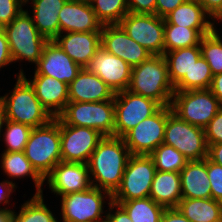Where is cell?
<instances>
[{
    "label": "cell",
    "mask_w": 222,
    "mask_h": 222,
    "mask_svg": "<svg viewBox=\"0 0 222 222\" xmlns=\"http://www.w3.org/2000/svg\"><path fill=\"white\" fill-rule=\"evenodd\" d=\"M130 156L123 138L104 136L87 163L92 186L113 195L121 184Z\"/></svg>",
    "instance_id": "obj_1"
},
{
    "label": "cell",
    "mask_w": 222,
    "mask_h": 222,
    "mask_svg": "<svg viewBox=\"0 0 222 222\" xmlns=\"http://www.w3.org/2000/svg\"><path fill=\"white\" fill-rule=\"evenodd\" d=\"M127 90L153 99L161 106H171L175 90L169 79L165 57L152 55L140 65L132 67Z\"/></svg>",
    "instance_id": "obj_2"
},
{
    "label": "cell",
    "mask_w": 222,
    "mask_h": 222,
    "mask_svg": "<svg viewBox=\"0 0 222 222\" xmlns=\"http://www.w3.org/2000/svg\"><path fill=\"white\" fill-rule=\"evenodd\" d=\"M17 77L14 88L0 96L6 119L37 128L48 124L53 117L42 106L30 83L22 76Z\"/></svg>",
    "instance_id": "obj_3"
},
{
    "label": "cell",
    "mask_w": 222,
    "mask_h": 222,
    "mask_svg": "<svg viewBox=\"0 0 222 222\" xmlns=\"http://www.w3.org/2000/svg\"><path fill=\"white\" fill-rule=\"evenodd\" d=\"M24 153L32 167L44 179L62 161L60 148V118L33 128Z\"/></svg>",
    "instance_id": "obj_4"
},
{
    "label": "cell",
    "mask_w": 222,
    "mask_h": 222,
    "mask_svg": "<svg viewBox=\"0 0 222 222\" xmlns=\"http://www.w3.org/2000/svg\"><path fill=\"white\" fill-rule=\"evenodd\" d=\"M4 30L13 62L27 60L36 66L48 40L39 33L28 10L5 25Z\"/></svg>",
    "instance_id": "obj_5"
},
{
    "label": "cell",
    "mask_w": 222,
    "mask_h": 222,
    "mask_svg": "<svg viewBox=\"0 0 222 222\" xmlns=\"http://www.w3.org/2000/svg\"><path fill=\"white\" fill-rule=\"evenodd\" d=\"M58 117L66 125L92 128L103 136H114V100L102 102L69 101Z\"/></svg>",
    "instance_id": "obj_6"
},
{
    "label": "cell",
    "mask_w": 222,
    "mask_h": 222,
    "mask_svg": "<svg viewBox=\"0 0 222 222\" xmlns=\"http://www.w3.org/2000/svg\"><path fill=\"white\" fill-rule=\"evenodd\" d=\"M171 108L181 120L204 128L222 108L209 89L175 91Z\"/></svg>",
    "instance_id": "obj_7"
},
{
    "label": "cell",
    "mask_w": 222,
    "mask_h": 222,
    "mask_svg": "<svg viewBox=\"0 0 222 222\" xmlns=\"http://www.w3.org/2000/svg\"><path fill=\"white\" fill-rule=\"evenodd\" d=\"M60 197L62 222H101L107 214L103 211V204L106 203L104 199H108V203L112 202L110 193L93 186Z\"/></svg>",
    "instance_id": "obj_8"
},
{
    "label": "cell",
    "mask_w": 222,
    "mask_h": 222,
    "mask_svg": "<svg viewBox=\"0 0 222 222\" xmlns=\"http://www.w3.org/2000/svg\"><path fill=\"white\" fill-rule=\"evenodd\" d=\"M163 143L173 146L189 161L203 160L208 155L204 128L181 120L173 112L167 117Z\"/></svg>",
    "instance_id": "obj_9"
},
{
    "label": "cell",
    "mask_w": 222,
    "mask_h": 222,
    "mask_svg": "<svg viewBox=\"0 0 222 222\" xmlns=\"http://www.w3.org/2000/svg\"><path fill=\"white\" fill-rule=\"evenodd\" d=\"M156 168L149 155H131L112 202L149 197Z\"/></svg>",
    "instance_id": "obj_10"
},
{
    "label": "cell",
    "mask_w": 222,
    "mask_h": 222,
    "mask_svg": "<svg viewBox=\"0 0 222 222\" xmlns=\"http://www.w3.org/2000/svg\"><path fill=\"white\" fill-rule=\"evenodd\" d=\"M114 105V136L121 138L162 107L153 99L131 93L128 90L116 92Z\"/></svg>",
    "instance_id": "obj_11"
},
{
    "label": "cell",
    "mask_w": 222,
    "mask_h": 222,
    "mask_svg": "<svg viewBox=\"0 0 222 222\" xmlns=\"http://www.w3.org/2000/svg\"><path fill=\"white\" fill-rule=\"evenodd\" d=\"M172 112L171 106H162L123 137L131 155H150L163 143L167 117Z\"/></svg>",
    "instance_id": "obj_12"
},
{
    "label": "cell",
    "mask_w": 222,
    "mask_h": 222,
    "mask_svg": "<svg viewBox=\"0 0 222 222\" xmlns=\"http://www.w3.org/2000/svg\"><path fill=\"white\" fill-rule=\"evenodd\" d=\"M119 25L130 38L152 55H164V18L156 14L128 12Z\"/></svg>",
    "instance_id": "obj_13"
},
{
    "label": "cell",
    "mask_w": 222,
    "mask_h": 222,
    "mask_svg": "<svg viewBox=\"0 0 222 222\" xmlns=\"http://www.w3.org/2000/svg\"><path fill=\"white\" fill-rule=\"evenodd\" d=\"M104 136L97 130L66 125L60 119V148L63 162L87 164L97 144Z\"/></svg>",
    "instance_id": "obj_14"
},
{
    "label": "cell",
    "mask_w": 222,
    "mask_h": 222,
    "mask_svg": "<svg viewBox=\"0 0 222 222\" xmlns=\"http://www.w3.org/2000/svg\"><path fill=\"white\" fill-rule=\"evenodd\" d=\"M50 190L57 196L81 192L92 187L88 164L63 162L56 164L44 178Z\"/></svg>",
    "instance_id": "obj_15"
},
{
    "label": "cell",
    "mask_w": 222,
    "mask_h": 222,
    "mask_svg": "<svg viewBox=\"0 0 222 222\" xmlns=\"http://www.w3.org/2000/svg\"><path fill=\"white\" fill-rule=\"evenodd\" d=\"M101 47L131 67L140 65L152 56L151 52L130 38L119 24L103 25Z\"/></svg>",
    "instance_id": "obj_16"
},
{
    "label": "cell",
    "mask_w": 222,
    "mask_h": 222,
    "mask_svg": "<svg viewBox=\"0 0 222 222\" xmlns=\"http://www.w3.org/2000/svg\"><path fill=\"white\" fill-rule=\"evenodd\" d=\"M86 69L99 76L115 93L129 86L132 67L103 47L97 50Z\"/></svg>",
    "instance_id": "obj_17"
},
{
    "label": "cell",
    "mask_w": 222,
    "mask_h": 222,
    "mask_svg": "<svg viewBox=\"0 0 222 222\" xmlns=\"http://www.w3.org/2000/svg\"><path fill=\"white\" fill-rule=\"evenodd\" d=\"M81 69L55 40H48L35 66L34 75H47L69 85Z\"/></svg>",
    "instance_id": "obj_18"
},
{
    "label": "cell",
    "mask_w": 222,
    "mask_h": 222,
    "mask_svg": "<svg viewBox=\"0 0 222 222\" xmlns=\"http://www.w3.org/2000/svg\"><path fill=\"white\" fill-rule=\"evenodd\" d=\"M16 74L30 83L38 100L53 118L63 112L69 102L68 84L47 75H34L32 79H27L23 69Z\"/></svg>",
    "instance_id": "obj_19"
},
{
    "label": "cell",
    "mask_w": 222,
    "mask_h": 222,
    "mask_svg": "<svg viewBox=\"0 0 222 222\" xmlns=\"http://www.w3.org/2000/svg\"><path fill=\"white\" fill-rule=\"evenodd\" d=\"M58 18L60 33L101 32L103 27L89 0H67Z\"/></svg>",
    "instance_id": "obj_20"
},
{
    "label": "cell",
    "mask_w": 222,
    "mask_h": 222,
    "mask_svg": "<svg viewBox=\"0 0 222 222\" xmlns=\"http://www.w3.org/2000/svg\"><path fill=\"white\" fill-rule=\"evenodd\" d=\"M54 40L75 63L86 68L101 47V32L60 33Z\"/></svg>",
    "instance_id": "obj_21"
},
{
    "label": "cell",
    "mask_w": 222,
    "mask_h": 222,
    "mask_svg": "<svg viewBox=\"0 0 222 222\" xmlns=\"http://www.w3.org/2000/svg\"><path fill=\"white\" fill-rule=\"evenodd\" d=\"M69 101L102 102L114 100L115 92L99 76L82 68L68 85Z\"/></svg>",
    "instance_id": "obj_22"
},
{
    "label": "cell",
    "mask_w": 222,
    "mask_h": 222,
    "mask_svg": "<svg viewBox=\"0 0 222 222\" xmlns=\"http://www.w3.org/2000/svg\"><path fill=\"white\" fill-rule=\"evenodd\" d=\"M182 198H212L207 172V157L188 161L180 171Z\"/></svg>",
    "instance_id": "obj_23"
},
{
    "label": "cell",
    "mask_w": 222,
    "mask_h": 222,
    "mask_svg": "<svg viewBox=\"0 0 222 222\" xmlns=\"http://www.w3.org/2000/svg\"><path fill=\"white\" fill-rule=\"evenodd\" d=\"M32 1V2H31ZM67 0H30L33 4L32 20L39 33L47 40L60 34L59 12ZM29 0H25V5Z\"/></svg>",
    "instance_id": "obj_24"
},
{
    "label": "cell",
    "mask_w": 222,
    "mask_h": 222,
    "mask_svg": "<svg viewBox=\"0 0 222 222\" xmlns=\"http://www.w3.org/2000/svg\"><path fill=\"white\" fill-rule=\"evenodd\" d=\"M149 197L165 208H176L182 199L180 173L156 170Z\"/></svg>",
    "instance_id": "obj_25"
},
{
    "label": "cell",
    "mask_w": 222,
    "mask_h": 222,
    "mask_svg": "<svg viewBox=\"0 0 222 222\" xmlns=\"http://www.w3.org/2000/svg\"><path fill=\"white\" fill-rule=\"evenodd\" d=\"M212 20V22H211ZM164 24L187 28H214L212 17L200 3L185 1L164 17Z\"/></svg>",
    "instance_id": "obj_26"
},
{
    "label": "cell",
    "mask_w": 222,
    "mask_h": 222,
    "mask_svg": "<svg viewBox=\"0 0 222 222\" xmlns=\"http://www.w3.org/2000/svg\"><path fill=\"white\" fill-rule=\"evenodd\" d=\"M176 208L191 222H222V202L213 198H182Z\"/></svg>",
    "instance_id": "obj_27"
},
{
    "label": "cell",
    "mask_w": 222,
    "mask_h": 222,
    "mask_svg": "<svg viewBox=\"0 0 222 222\" xmlns=\"http://www.w3.org/2000/svg\"><path fill=\"white\" fill-rule=\"evenodd\" d=\"M1 168L5 175L11 179H21L23 177H31L36 192L35 194L43 193L44 179L32 167L30 161L26 158L24 151L22 152H5L1 154Z\"/></svg>",
    "instance_id": "obj_28"
},
{
    "label": "cell",
    "mask_w": 222,
    "mask_h": 222,
    "mask_svg": "<svg viewBox=\"0 0 222 222\" xmlns=\"http://www.w3.org/2000/svg\"><path fill=\"white\" fill-rule=\"evenodd\" d=\"M165 60L168 66V75L173 86L181 78H190V69L201 56L200 45L189 48H179L165 52Z\"/></svg>",
    "instance_id": "obj_29"
},
{
    "label": "cell",
    "mask_w": 222,
    "mask_h": 222,
    "mask_svg": "<svg viewBox=\"0 0 222 222\" xmlns=\"http://www.w3.org/2000/svg\"><path fill=\"white\" fill-rule=\"evenodd\" d=\"M213 30L214 28H187L174 24H164V53L200 45L202 37Z\"/></svg>",
    "instance_id": "obj_30"
},
{
    "label": "cell",
    "mask_w": 222,
    "mask_h": 222,
    "mask_svg": "<svg viewBox=\"0 0 222 222\" xmlns=\"http://www.w3.org/2000/svg\"><path fill=\"white\" fill-rule=\"evenodd\" d=\"M114 203L119 204L126 211L132 222H161L166 209L150 197Z\"/></svg>",
    "instance_id": "obj_31"
},
{
    "label": "cell",
    "mask_w": 222,
    "mask_h": 222,
    "mask_svg": "<svg viewBox=\"0 0 222 222\" xmlns=\"http://www.w3.org/2000/svg\"><path fill=\"white\" fill-rule=\"evenodd\" d=\"M42 194L23 203L18 213L12 210V222H59L53 212L44 204Z\"/></svg>",
    "instance_id": "obj_32"
},
{
    "label": "cell",
    "mask_w": 222,
    "mask_h": 222,
    "mask_svg": "<svg viewBox=\"0 0 222 222\" xmlns=\"http://www.w3.org/2000/svg\"><path fill=\"white\" fill-rule=\"evenodd\" d=\"M213 74L207 61L200 56L190 69V78H181L175 85V91L209 89Z\"/></svg>",
    "instance_id": "obj_33"
},
{
    "label": "cell",
    "mask_w": 222,
    "mask_h": 222,
    "mask_svg": "<svg viewBox=\"0 0 222 222\" xmlns=\"http://www.w3.org/2000/svg\"><path fill=\"white\" fill-rule=\"evenodd\" d=\"M149 156L152 158L157 171L180 173L189 161L173 146L164 143L159 145Z\"/></svg>",
    "instance_id": "obj_34"
},
{
    "label": "cell",
    "mask_w": 222,
    "mask_h": 222,
    "mask_svg": "<svg viewBox=\"0 0 222 222\" xmlns=\"http://www.w3.org/2000/svg\"><path fill=\"white\" fill-rule=\"evenodd\" d=\"M89 2L103 25L119 24L129 12L127 0H89Z\"/></svg>",
    "instance_id": "obj_35"
},
{
    "label": "cell",
    "mask_w": 222,
    "mask_h": 222,
    "mask_svg": "<svg viewBox=\"0 0 222 222\" xmlns=\"http://www.w3.org/2000/svg\"><path fill=\"white\" fill-rule=\"evenodd\" d=\"M216 28L204 35L200 42L201 56L209 64L213 76L222 73V39Z\"/></svg>",
    "instance_id": "obj_36"
},
{
    "label": "cell",
    "mask_w": 222,
    "mask_h": 222,
    "mask_svg": "<svg viewBox=\"0 0 222 222\" xmlns=\"http://www.w3.org/2000/svg\"><path fill=\"white\" fill-rule=\"evenodd\" d=\"M4 133L2 139L5 142V152H22L25 149V146L29 140L31 128L28 125L13 122L10 120L5 121L4 124Z\"/></svg>",
    "instance_id": "obj_37"
},
{
    "label": "cell",
    "mask_w": 222,
    "mask_h": 222,
    "mask_svg": "<svg viewBox=\"0 0 222 222\" xmlns=\"http://www.w3.org/2000/svg\"><path fill=\"white\" fill-rule=\"evenodd\" d=\"M207 172L210 181L212 198L222 202V166L207 158Z\"/></svg>",
    "instance_id": "obj_38"
},
{
    "label": "cell",
    "mask_w": 222,
    "mask_h": 222,
    "mask_svg": "<svg viewBox=\"0 0 222 222\" xmlns=\"http://www.w3.org/2000/svg\"><path fill=\"white\" fill-rule=\"evenodd\" d=\"M25 0H0V21L8 25L22 11Z\"/></svg>",
    "instance_id": "obj_39"
},
{
    "label": "cell",
    "mask_w": 222,
    "mask_h": 222,
    "mask_svg": "<svg viewBox=\"0 0 222 222\" xmlns=\"http://www.w3.org/2000/svg\"><path fill=\"white\" fill-rule=\"evenodd\" d=\"M207 145L222 143V108L204 127Z\"/></svg>",
    "instance_id": "obj_40"
},
{
    "label": "cell",
    "mask_w": 222,
    "mask_h": 222,
    "mask_svg": "<svg viewBox=\"0 0 222 222\" xmlns=\"http://www.w3.org/2000/svg\"><path fill=\"white\" fill-rule=\"evenodd\" d=\"M128 11L135 14H155L156 0H127Z\"/></svg>",
    "instance_id": "obj_41"
},
{
    "label": "cell",
    "mask_w": 222,
    "mask_h": 222,
    "mask_svg": "<svg viewBox=\"0 0 222 222\" xmlns=\"http://www.w3.org/2000/svg\"><path fill=\"white\" fill-rule=\"evenodd\" d=\"M108 207L109 212L101 222H132L126 211L119 204L111 202L108 203Z\"/></svg>",
    "instance_id": "obj_42"
},
{
    "label": "cell",
    "mask_w": 222,
    "mask_h": 222,
    "mask_svg": "<svg viewBox=\"0 0 222 222\" xmlns=\"http://www.w3.org/2000/svg\"><path fill=\"white\" fill-rule=\"evenodd\" d=\"M186 0H156L155 14L164 18Z\"/></svg>",
    "instance_id": "obj_43"
},
{
    "label": "cell",
    "mask_w": 222,
    "mask_h": 222,
    "mask_svg": "<svg viewBox=\"0 0 222 222\" xmlns=\"http://www.w3.org/2000/svg\"><path fill=\"white\" fill-rule=\"evenodd\" d=\"M13 63L9 43L4 31H0V69Z\"/></svg>",
    "instance_id": "obj_44"
},
{
    "label": "cell",
    "mask_w": 222,
    "mask_h": 222,
    "mask_svg": "<svg viewBox=\"0 0 222 222\" xmlns=\"http://www.w3.org/2000/svg\"><path fill=\"white\" fill-rule=\"evenodd\" d=\"M200 4L214 21L222 15V0H201Z\"/></svg>",
    "instance_id": "obj_45"
},
{
    "label": "cell",
    "mask_w": 222,
    "mask_h": 222,
    "mask_svg": "<svg viewBox=\"0 0 222 222\" xmlns=\"http://www.w3.org/2000/svg\"><path fill=\"white\" fill-rule=\"evenodd\" d=\"M16 183L10 180H4L0 183V204L8 205L10 203V194L16 189Z\"/></svg>",
    "instance_id": "obj_46"
},
{
    "label": "cell",
    "mask_w": 222,
    "mask_h": 222,
    "mask_svg": "<svg viewBox=\"0 0 222 222\" xmlns=\"http://www.w3.org/2000/svg\"><path fill=\"white\" fill-rule=\"evenodd\" d=\"M161 222H191L177 208H166Z\"/></svg>",
    "instance_id": "obj_47"
},
{
    "label": "cell",
    "mask_w": 222,
    "mask_h": 222,
    "mask_svg": "<svg viewBox=\"0 0 222 222\" xmlns=\"http://www.w3.org/2000/svg\"><path fill=\"white\" fill-rule=\"evenodd\" d=\"M207 158L210 161L222 166V143L208 145Z\"/></svg>",
    "instance_id": "obj_48"
},
{
    "label": "cell",
    "mask_w": 222,
    "mask_h": 222,
    "mask_svg": "<svg viewBox=\"0 0 222 222\" xmlns=\"http://www.w3.org/2000/svg\"><path fill=\"white\" fill-rule=\"evenodd\" d=\"M209 90L222 105V73L213 76Z\"/></svg>",
    "instance_id": "obj_49"
},
{
    "label": "cell",
    "mask_w": 222,
    "mask_h": 222,
    "mask_svg": "<svg viewBox=\"0 0 222 222\" xmlns=\"http://www.w3.org/2000/svg\"><path fill=\"white\" fill-rule=\"evenodd\" d=\"M0 222H12V210L8 207L0 208Z\"/></svg>",
    "instance_id": "obj_50"
},
{
    "label": "cell",
    "mask_w": 222,
    "mask_h": 222,
    "mask_svg": "<svg viewBox=\"0 0 222 222\" xmlns=\"http://www.w3.org/2000/svg\"><path fill=\"white\" fill-rule=\"evenodd\" d=\"M6 121V114L4 110V106L2 104V101L0 99V140H1V132L3 133V125L5 124Z\"/></svg>",
    "instance_id": "obj_51"
},
{
    "label": "cell",
    "mask_w": 222,
    "mask_h": 222,
    "mask_svg": "<svg viewBox=\"0 0 222 222\" xmlns=\"http://www.w3.org/2000/svg\"><path fill=\"white\" fill-rule=\"evenodd\" d=\"M5 25L0 21V31H4Z\"/></svg>",
    "instance_id": "obj_52"
},
{
    "label": "cell",
    "mask_w": 222,
    "mask_h": 222,
    "mask_svg": "<svg viewBox=\"0 0 222 222\" xmlns=\"http://www.w3.org/2000/svg\"><path fill=\"white\" fill-rule=\"evenodd\" d=\"M186 1L196 2V3H200L201 2V0H186Z\"/></svg>",
    "instance_id": "obj_53"
},
{
    "label": "cell",
    "mask_w": 222,
    "mask_h": 222,
    "mask_svg": "<svg viewBox=\"0 0 222 222\" xmlns=\"http://www.w3.org/2000/svg\"><path fill=\"white\" fill-rule=\"evenodd\" d=\"M222 22V15L216 20V21H219Z\"/></svg>",
    "instance_id": "obj_54"
}]
</instances>
